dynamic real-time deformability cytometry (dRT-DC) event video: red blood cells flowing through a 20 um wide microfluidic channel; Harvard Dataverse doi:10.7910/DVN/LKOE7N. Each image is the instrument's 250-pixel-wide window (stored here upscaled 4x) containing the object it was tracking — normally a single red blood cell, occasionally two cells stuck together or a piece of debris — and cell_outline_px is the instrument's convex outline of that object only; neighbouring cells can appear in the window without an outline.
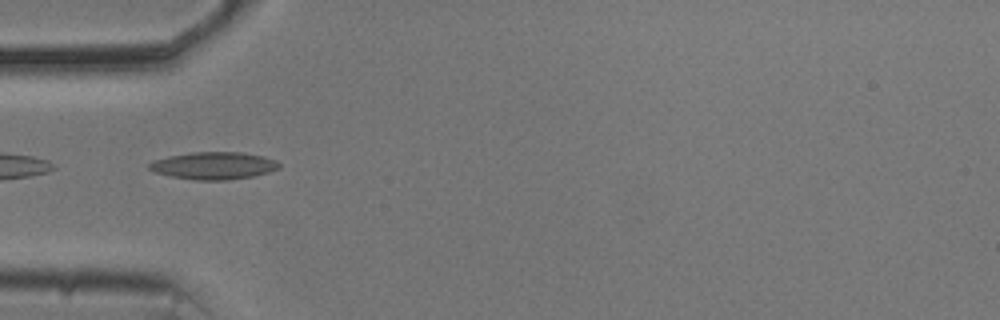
{"species": "common noctule bat (a hibernating species)", "species_latin": "Nyctalus noctula", "temperature_condition": "cold", "stored_images_in_passage": 10, "camera_frame_rate_fps": 3000, "um_per_image_px": 0.085, "animal": {"sex": "male", "body_mass_g": 20.5, "forearm_length_mm": 52.5}, "frame": {"image": 1, "passage_image": 1, "time_ms": 0.0, "image_size_px": [1000, 320], "cell_outline_px": [[280, 168], [268, 172], [252, 176], [228, 180], [196, 180], [172, 176], [156, 172], [148, 168], [148, 164], [156, 160], [168, 156], [192, 152], [244, 152], [264, 156], [276, 160], [280, 164]], "centroid_in_image_um": [18.21, 14.07], "position_along_channel_um": 66.8, "area_um2": 20.63}}
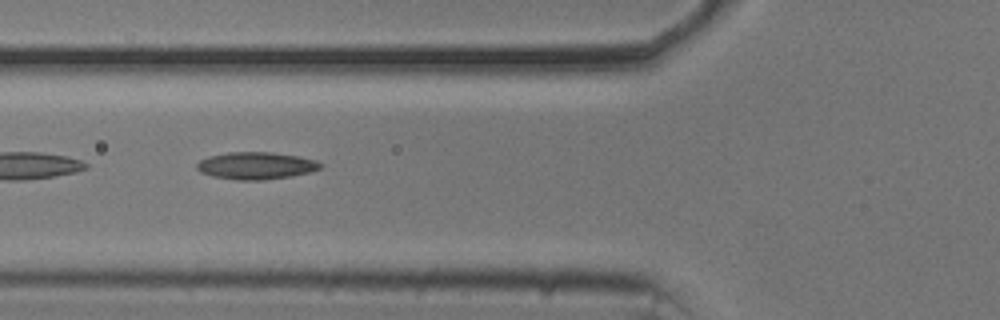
{"frame": {"image": 2, "passage_image": 4, "time_ms": 1.0, "image_size_px": [1000, 320], "cell_outline_px": [[324, 164], [320, 168], [308, 172], [292, 176], [264, 180], [236, 180], [212, 176], [200, 172], [196, 168], [196, 164], [200, 160], [208, 156], [228, 152], [272, 152], [300, 156], [316, 160]], "centroid_in_image_um": [21.76, 14.08], "position_along_channel_um": 104.0, "area_um2": 19.77}}
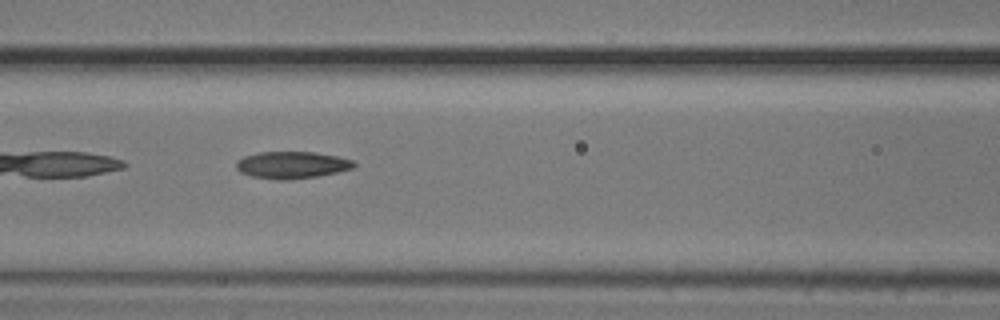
{"frame": {"image": 3, "passage_image": 7, "time_ms": 2.0, "image_size_px": [1000, 320], "cell_outline_px": [[356, 168], [316, 176], [288, 180], [276, 180], [252, 176], [240, 172], [236, 168], [236, 160], [244, 156], [260, 152], [316, 152], [340, 156], [356, 160]], "centroid_in_image_um": [24.85, 14.01], "position_along_channel_um": 141.7, "area_um2": 18.79}}